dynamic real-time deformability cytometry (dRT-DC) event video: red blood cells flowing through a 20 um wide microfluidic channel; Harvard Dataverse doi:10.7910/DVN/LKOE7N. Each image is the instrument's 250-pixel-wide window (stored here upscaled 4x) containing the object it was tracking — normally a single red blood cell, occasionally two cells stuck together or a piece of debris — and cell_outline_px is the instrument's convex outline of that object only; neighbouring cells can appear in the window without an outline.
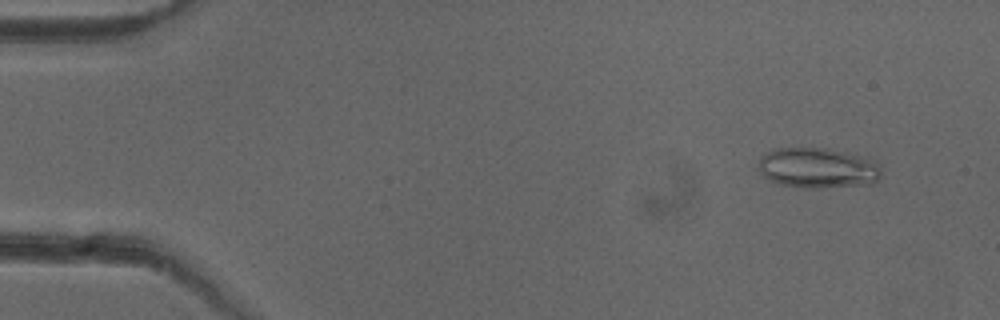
{"species": "common noctule bat (a hibernating species)", "species_latin": "Nyctalus noctula", "temperature_condition": "cold", "stored_images_in_passage": 52, "camera_frame_rate_fps": 3000, "um_per_image_px": 0.085, "animal": {"sex": "female"}, "frame": {"image": 1, "passage_image": 5, "time_ms": 1.333, "image_size_px": [1000, 320], "cell_outline_px": [[880, 176], [872, 184], [816, 188], [812, 188], [780, 184], [764, 176], [760, 172], [760, 156], [764, 152], [772, 148], [828, 148], [848, 152], [876, 164], [880, 168]], "centroid_in_image_um": [69.46, 14.26], "position_along_channel_um": 15.5, "area_um2": 28.5}}
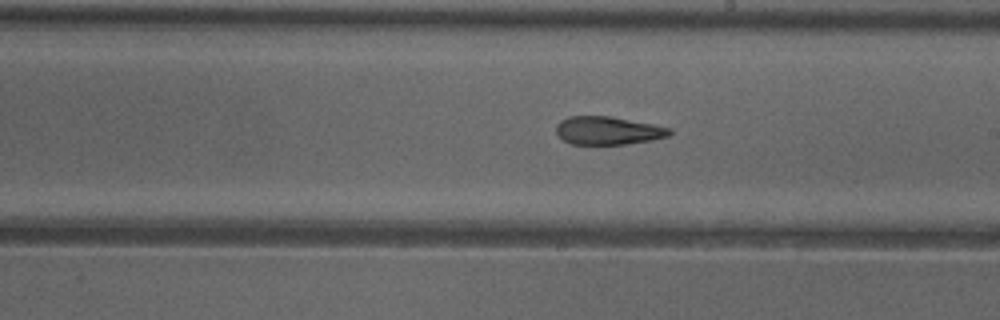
{"frame": {"image": 2, "passage_image": 30, "time_ms": 9.667, "image_size_px": [1000, 320], "cell_outline_px": [[672, 132], [668, 136], [652, 140], [624, 144], [572, 144], [564, 140], [556, 132], [556, 124], [560, 120], [568, 116], [612, 116], [672, 128]], "centroid_in_image_um": [51.68, 11.09], "position_along_channel_um": 237.3, "area_um2": 18.61}}
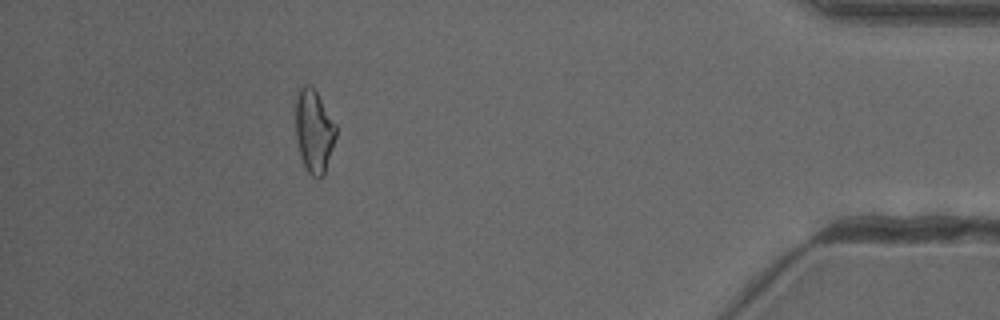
{"frame": {"image": 3, "passage_image": 47, "time_ms": 15.333, "image_size_px": [1000, 320], "cell_outline_px": [[336, 136], [324, 176], [316, 180], [304, 168], [300, 156], [296, 136], [296, 96], [300, 88], [304, 84], [312, 84], [336, 124]], "centroid_in_image_um": [26.69, 11.16], "position_along_channel_um": 408.5, "area_um2": 19.77}, "authors_computed_cell_mechanics": {"area_um2": 20.3167, "velocity_mm_per_s": 3.9884, "shape_relaxation_time_tau1_ms": null, "shape_relaxation_time_tau2_ms": 3.778, "deformation_change_tau1": null, "deformation_change_tau2": 0.1371}}